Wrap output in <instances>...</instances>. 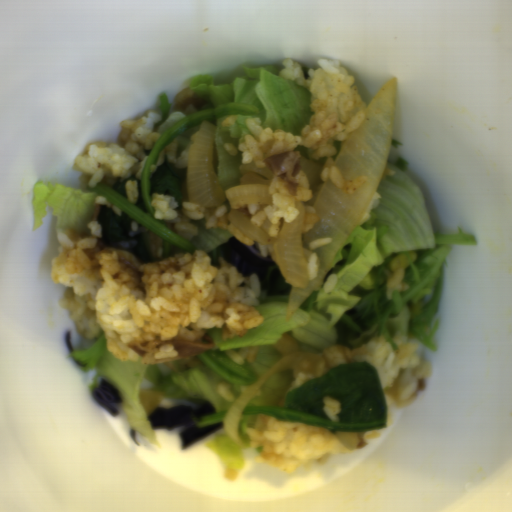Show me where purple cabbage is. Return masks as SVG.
Returning <instances> with one entry per match:
<instances>
[{
    "mask_svg": "<svg viewBox=\"0 0 512 512\" xmlns=\"http://www.w3.org/2000/svg\"><path fill=\"white\" fill-rule=\"evenodd\" d=\"M217 413L216 407L210 402L201 404L198 407L176 406L164 408L156 406L147 418L152 429L174 430L182 427L179 433L180 443L183 449H187L191 444L205 439L221 430L222 421L204 427H197V424L204 416Z\"/></svg>",
    "mask_w": 512,
    "mask_h": 512,
    "instance_id": "1",
    "label": "purple cabbage"
},
{
    "mask_svg": "<svg viewBox=\"0 0 512 512\" xmlns=\"http://www.w3.org/2000/svg\"><path fill=\"white\" fill-rule=\"evenodd\" d=\"M206 255L211 265L220 267V258H224L245 278L256 274L258 280L266 274L270 266L279 265L269 248L268 253L263 256L260 246L255 243L247 246L236 235L227 238Z\"/></svg>",
    "mask_w": 512,
    "mask_h": 512,
    "instance_id": "3",
    "label": "purple cabbage"
},
{
    "mask_svg": "<svg viewBox=\"0 0 512 512\" xmlns=\"http://www.w3.org/2000/svg\"><path fill=\"white\" fill-rule=\"evenodd\" d=\"M92 398L113 417L119 413L117 404L123 401L117 389L105 378H101L99 384L92 389Z\"/></svg>",
    "mask_w": 512,
    "mask_h": 512,
    "instance_id": "4",
    "label": "purple cabbage"
},
{
    "mask_svg": "<svg viewBox=\"0 0 512 512\" xmlns=\"http://www.w3.org/2000/svg\"><path fill=\"white\" fill-rule=\"evenodd\" d=\"M64 343H65L69 353H73L74 349L72 348L71 343H70V331H67L65 333Z\"/></svg>",
    "mask_w": 512,
    "mask_h": 512,
    "instance_id": "5",
    "label": "purple cabbage"
},
{
    "mask_svg": "<svg viewBox=\"0 0 512 512\" xmlns=\"http://www.w3.org/2000/svg\"><path fill=\"white\" fill-rule=\"evenodd\" d=\"M135 218L122 210L121 215L108 205L99 208L95 222L101 226L100 241L104 248L132 253L143 264L155 263L140 231L132 230Z\"/></svg>",
    "mask_w": 512,
    "mask_h": 512,
    "instance_id": "2",
    "label": "purple cabbage"
}]
</instances>
